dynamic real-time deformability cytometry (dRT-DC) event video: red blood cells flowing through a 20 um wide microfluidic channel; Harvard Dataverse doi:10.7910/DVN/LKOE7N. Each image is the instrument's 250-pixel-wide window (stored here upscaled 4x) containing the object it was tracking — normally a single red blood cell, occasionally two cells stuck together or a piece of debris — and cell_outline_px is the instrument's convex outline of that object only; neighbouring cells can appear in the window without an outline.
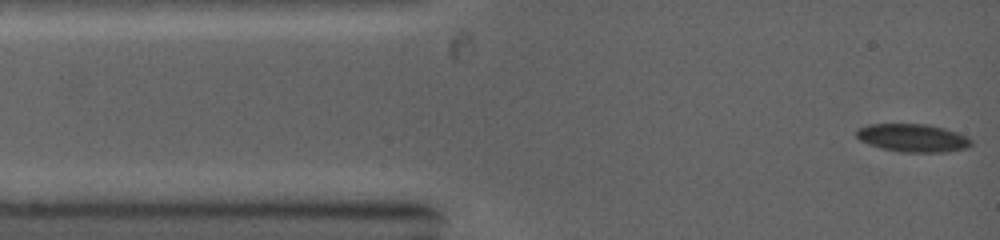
{"species": "common noctule bat (a hibernating species)", "species_latin": "Nyctalus noctula", "temperature_condition": "warm", "stored_images_in_passage": 30, "camera_frame_rate_fps": 5000, "um_per_image_px": 0.085, "animal": {"sex": "female", "body_mass_g": 19.0, "forearm_length_mm": 53.3}, "frame": {"image": 1, "passage_image": 1, "time_ms": 0.0, "image_size_px": [1000, 240], "cell_outline_px": [[972, 144], [968, 148], [944, 152], [900, 152], [880, 148], [868, 144], [860, 140], [856, 136], [856, 128], [868, 124], [928, 124], [944, 128], [968, 136], [972, 140]], "centroid_in_image_um": [77.58, 11.72], "position_along_channel_um": 7.4, "area_um2": 18.96}}
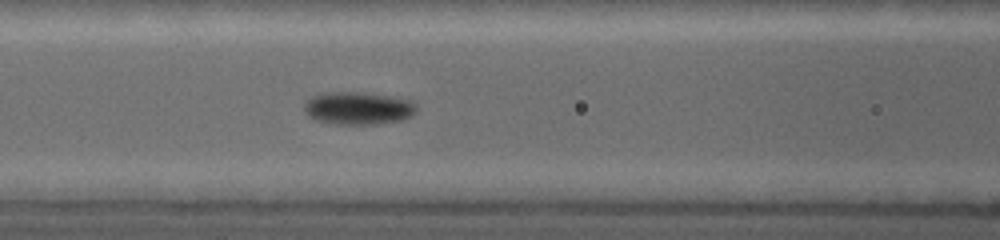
{"frame": {"image": 2, "passage_image": 20, "time_ms": 4.2, "image_size_px": [1000, 240], "cell_outline_px": [[416, 112], [412, 116], [404, 120], [376, 124], [336, 124], [312, 120], [304, 112], [304, 100], [308, 96], [324, 92], [356, 92], [388, 96], [412, 100], [416, 104]], "centroid_in_image_um": [30.39, 9.2], "position_along_channel_um": 136.2, "area_um2": 21.85}}
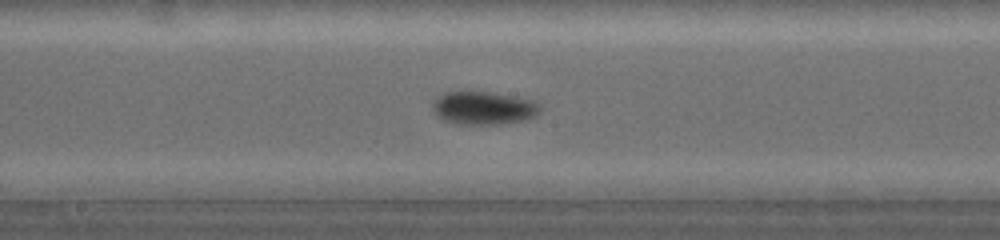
{"frame": {"image": 3, "passage_image": 27, "time_ms": 5.8, "image_size_px": [1000, 240], "cell_outline_px": [[540, 112], [536, 116], [524, 120], [500, 124], [464, 124], [448, 120], [440, 116], [432, 108], [432, 104], [444, 92], [464, 88], [516, 96], [536, 100], [540, 104]], "centroid_in_image_um": [41.16, 9.12], "position_along_channel_um": 207.0, "area_um2": 21.15}}